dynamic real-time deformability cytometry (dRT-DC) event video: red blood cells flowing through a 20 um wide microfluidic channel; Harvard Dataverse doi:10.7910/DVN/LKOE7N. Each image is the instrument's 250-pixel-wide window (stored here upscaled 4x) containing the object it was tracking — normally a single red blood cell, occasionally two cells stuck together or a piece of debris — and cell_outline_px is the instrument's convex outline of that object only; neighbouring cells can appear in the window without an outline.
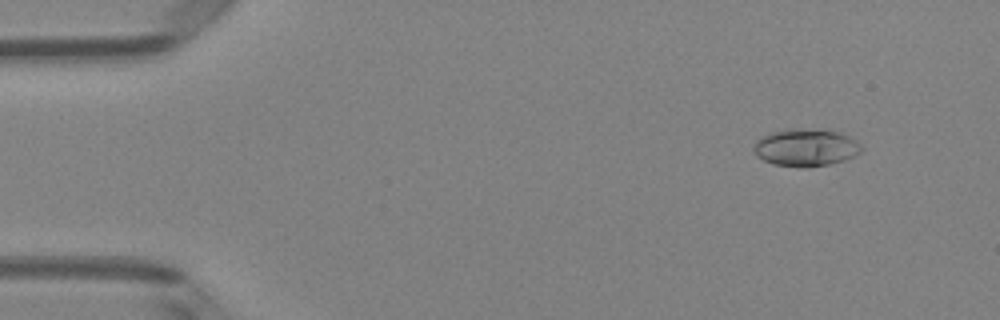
{"species": "Egyptian fruit bat (a non-hibernating species)", "species_latin": "Rousettus aegyptiacus", "temperature_condition": "room temperature", "stored_images_in_passage": 8, "camera_frame_rate_fps": 3000, "um_per_image_px": 0.085, "animal": {"sex": "female"}, "frame": {"image": 1, "passage_image": 2, "time_ms": 0.333, "image_size_px": [1000, 320], "cell_outline_px": [[864, 148], [860, 152], [844, 160], [828, 164], [804, 168], [772, 164], [756, 156], [752, 148], [756, 140], [760, 136], [772, 132], [788, 128], [796, 128], [840, 132], [856, 140]], "centroid_in_image_um": [68.45, 12.54], "position_along_channel_um": 16.6, "area_um2": 23.58}}
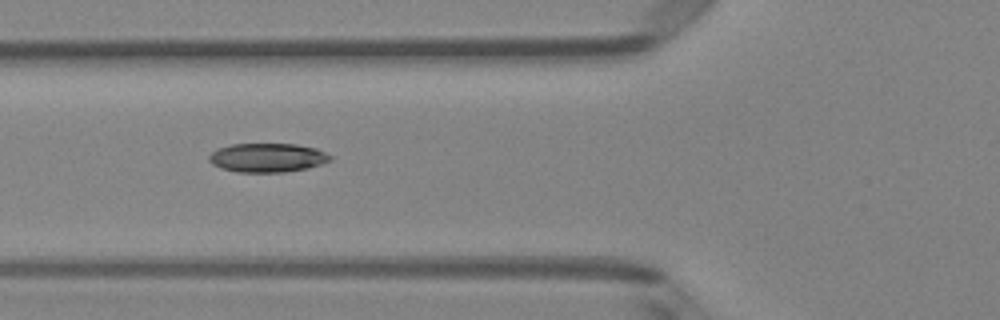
{"frame": {"image": 2, "passage_image": 6, "time_ms": 1.667, "image_size_px": [1000, 320], "cell_outline_px": [[332, 160], [308, 168], [284, 172], [236, 172], [220, 168], [212, 164], [208, 160], [208, 156], [216, 148], [232, 144], [296, 144], [316, 148], [332, 156]], "centroid_in_image_um": [22.7, 13.4], "position_along_channel_um": 103.1, "area_um2": 20.58}}
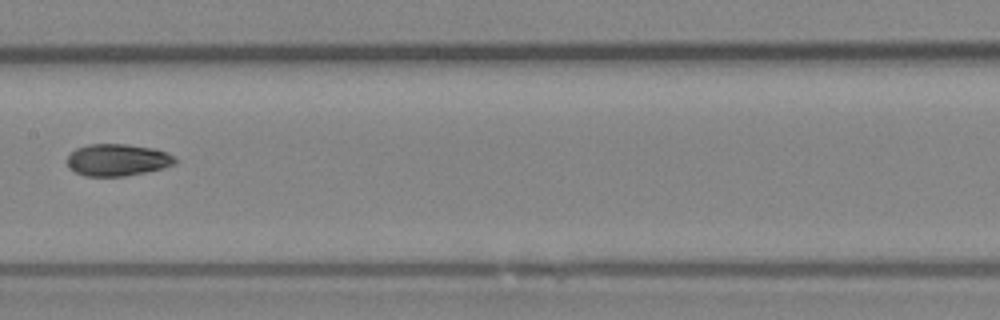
{"frame": {"image": 3, "passage_image": 8, "time_ms": 2.333, "image_size_px": [1000, 320], "cell_outline_px": [[176, 164], [164, 168], [124, 176], [84, 176], [68, 168], [68, 156], [76, 148], [88, 144], [124, 144], [156, 148], [176, 156]], "centroid_in_image_um": [10.01, 13.59], "position_along_channel_um": 197.4, "area_um2": 20.23}}